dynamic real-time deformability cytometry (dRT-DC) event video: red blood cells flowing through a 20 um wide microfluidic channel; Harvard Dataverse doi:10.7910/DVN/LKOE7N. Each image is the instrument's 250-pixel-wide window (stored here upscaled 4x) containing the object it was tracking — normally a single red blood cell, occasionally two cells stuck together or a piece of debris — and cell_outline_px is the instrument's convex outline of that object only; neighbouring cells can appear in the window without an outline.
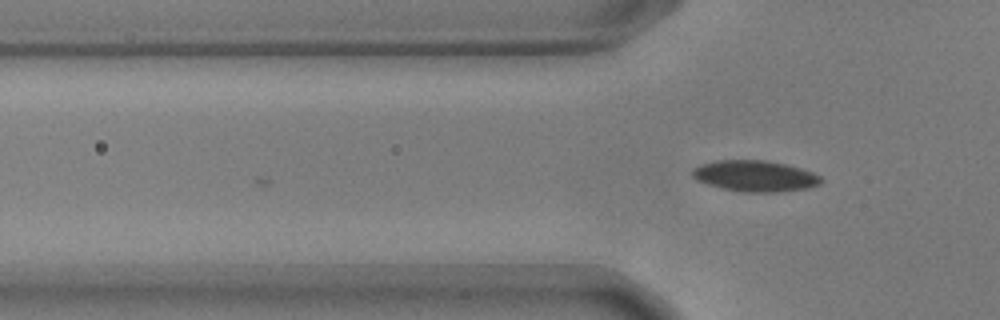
{"species": "common noctule bat (a hibernating species)", "species_latin": "Nyctalus noctula", "temperature_condition": "warm", "stored_images_in_passage": 4, "camera_frame_rate_fps": 3000, "um_per_image_px": 0.085, "animal": {"sex": "male", "body_mass_g": 17.9, "forearm_length_mm": 54.2}, "frame": {"image": 1, "passage_image": 4, "time_ms": 1.0, "image_size_px": [1000, 320], "cell_outline_px": [[824, 180], [820, 184], [808, 188], [780, 192], [744, 192], [724, 188], [708, 184], [696, 180], [692, 176], [692, 168], [700, 164], [716, 160], [764, 160], [784, 164], [800, 168], [812, 172], [820, 176]], "centroid_in_image_um": [64.17, 14.96], "position_along_channel_um": 61.6, "area_um2": 23.29}}